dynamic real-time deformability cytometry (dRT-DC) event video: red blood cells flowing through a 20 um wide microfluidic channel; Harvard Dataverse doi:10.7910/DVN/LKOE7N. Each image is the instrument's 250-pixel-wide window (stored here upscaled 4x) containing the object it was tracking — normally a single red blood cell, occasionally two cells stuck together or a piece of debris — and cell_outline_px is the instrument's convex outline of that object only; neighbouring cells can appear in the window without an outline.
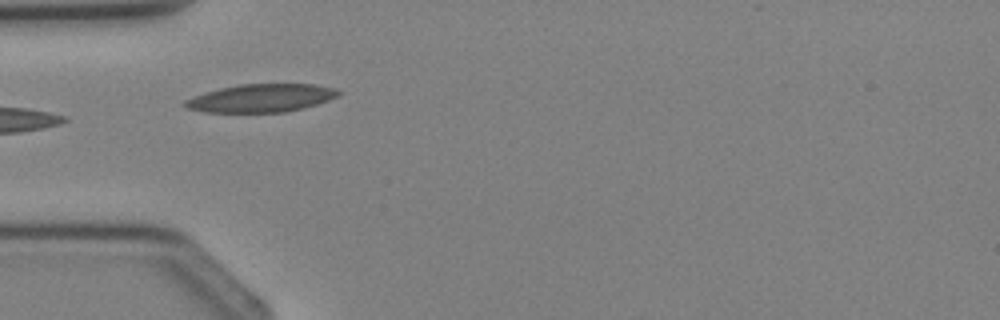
{"species": "Egyptian fruit bat (a non-hibernating species)", "species_latin": "Rousettus aegyptiacus", "temperature_condition": "cold", "stored_images_in_passage": 3, "camera_frame_rate_fps": 3000, "um_per_image_px": 0.085, "animal": {"sex": "female"}, "frame": {"image": 1, "passage_image": 2, "time_ms": 1.333, "image_size_px": [1000, 320], "cell_outline_px": [[340, 92], [336, 96], [328, 100], [304, 108], [284, 112], [204, 112], [188, 108], [180, 104], [184, 100], [192, 96], [204, 92], [220, 88], [240, 84], [312, 84], [336, 88]], "centroid_in_image_um": [22.14, 8.33], "position_along_channel_um": 62.9, "area_um2": 25.09}}
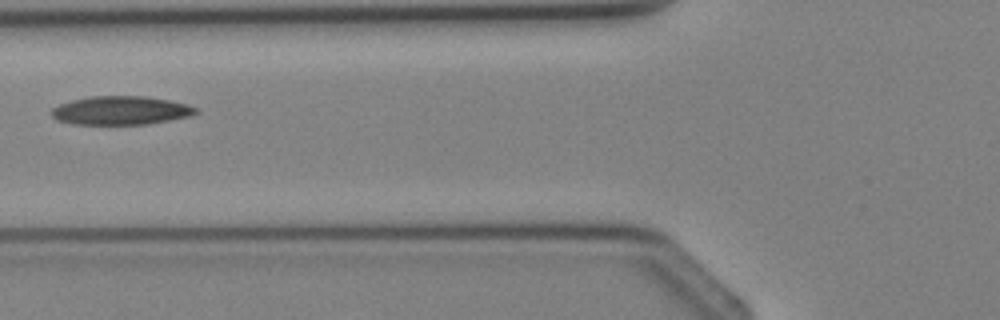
{"frame": {"image": 2, "passage_image": 3, "time_ms": 2.333, "image_size_px": [1000, 320], "cell_outline_px": [[200, 112], [188, 116], [148, 124], [72, 124], [56, 120], [52, 116], [52, 108], [60, 104], [72, 100], [92, 96], [144, 96], [168, 100], [188, 104], [196, 108]], "centroid_in_image_um": [10.26, 9.39], "position_along_channel_um": 115.5, "area_um2": 23.93}}